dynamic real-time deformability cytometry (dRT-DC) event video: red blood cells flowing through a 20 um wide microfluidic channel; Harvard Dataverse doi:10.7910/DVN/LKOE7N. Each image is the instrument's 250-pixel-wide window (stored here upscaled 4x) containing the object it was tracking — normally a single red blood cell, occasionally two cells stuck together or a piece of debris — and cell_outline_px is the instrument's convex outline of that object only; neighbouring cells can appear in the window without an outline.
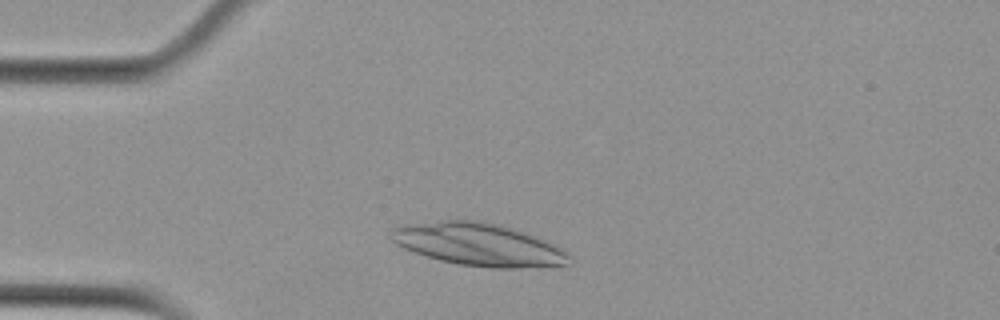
{"species": "Egyptian fruit bat (a non-hibernating species)", "species_latin": "Rousettus aegyptiacus", "temperature_condition": "cold", "stored_images_in_passage": 46, "camera_frame_rate_fps": 3000, "um_per_image_px": 0.085, "animal": {"sex": "female"}, "frame": {"image": 1, "passage_image": 6, "time_ms": 1.667, "image_size_px": [1000, 320], "cell_outline_px": [[572, 264], [516, 268], [492, 268], [460, 264], [440, 260], [404, 248], [396, 244], [388, 236], [392, 228], [408, 224], [440, 220], [480, 220], [512, 228], [524, 232], [564, 252], [568, 256]], "centroid_in_image_um": [40.57, 20.77], "position_along_channel_um": 44.4, "area_um2": 43.35}}
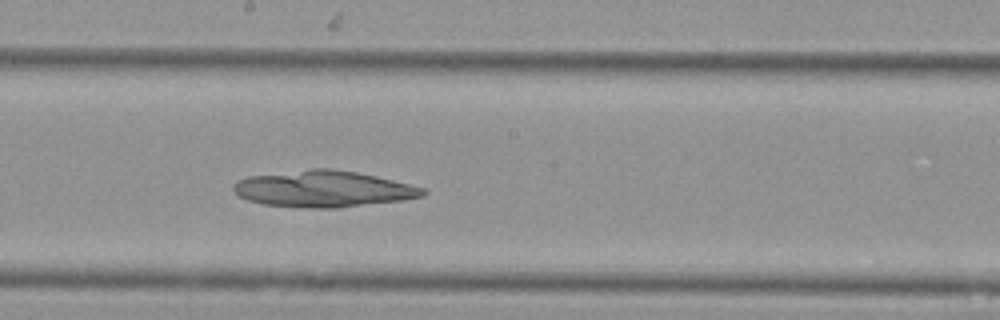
{"frame": {"image": 2, "passage_image": 22, "time_ms": 7.0, "image_size_px": [1000, 320], "cell_outline_px": [[428, 192], [424, 196], [400, 200], [340, 208], [304, 208], [264, 204], [248, 200], [232, 192], [232, 184], [236, 180], [248, 176], [312, 168], [328, 168], [356, 172], [376, 176], [424, 188]], "centroid_in_image_um": [27.44, 16.06], "position_along_channel_um": 220.8, "area_um2": 40.23}}
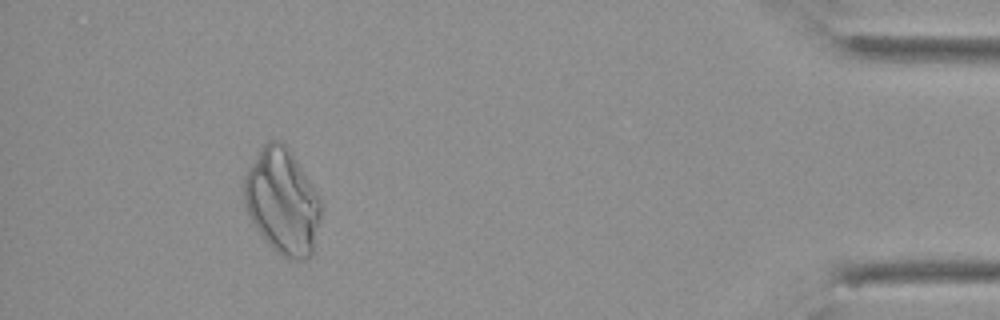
{"frame": {"image": 3, "passage_image": 42, "time_ms": 13.667, "image_size_px": [1000, 320], "cell_outline_px": [[320, 216], [312, 252], [308, 256], [300, 260], [288, 260], [280, 256], [264, 240], [248, 216], [244, 204], [244, 176], [256, 152], [268, 140], [276, 140], [284, 144], [288, 148], [312, 184], [320, 200]], "centroid_in_image_um": [23.95, 17.13], "position_along_channel_um": 411.2, "area_um2": 47.05}}